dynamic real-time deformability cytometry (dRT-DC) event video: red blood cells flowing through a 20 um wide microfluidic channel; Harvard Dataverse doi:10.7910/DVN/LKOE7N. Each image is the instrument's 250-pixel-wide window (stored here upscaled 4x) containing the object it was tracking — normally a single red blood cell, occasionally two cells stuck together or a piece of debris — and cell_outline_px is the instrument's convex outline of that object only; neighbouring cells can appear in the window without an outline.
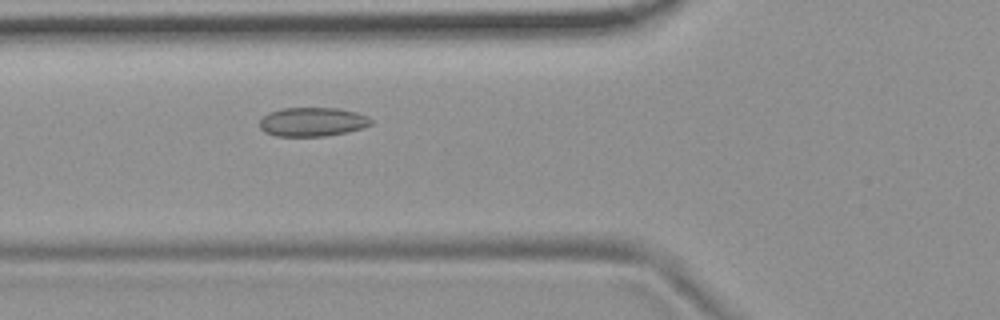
{"species": "common noctule bat (a hibernating species)", "species_latin": "Nyctalus noctula", "temperature_condition": "room temperature", "stored_images_in_passage": 51, "camera_frame_rate_fps": 3000, "um_per_image_px": 0.085, "animal": {"sex": "female", "body_mass_g": 19.9}, "frame": {"image": 1, "passage_image": 17, "time_ms": 5.333, "image_size_px": [1000, 320], "cell_outline_px": [[372, 124], [364, 128], [348, 132], [324, 136], [276, 136], [264, 132], [260, 128], [260, 120], [268, 112], [284, 108], [340, 108], [356, 112], [368, 116], [372, 120]], "centroid_in_image_um": [26.58, 10.36], "position_along_channel_um": 99.2, "area_um2": 18.96}}
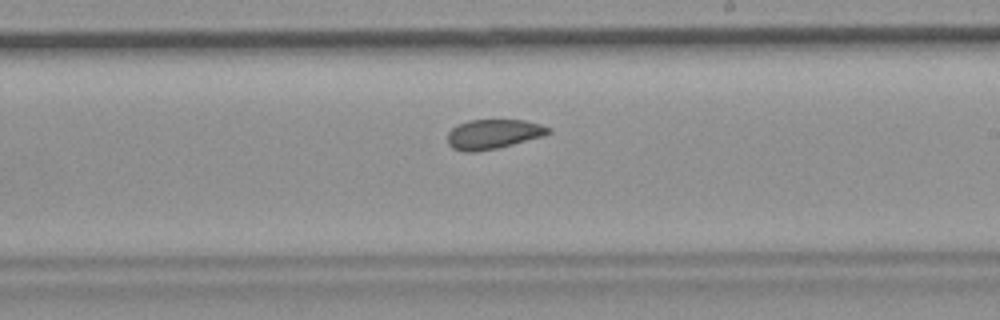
{"frame": {"image": 2, "passage_image": 29, "time_ms": 9.333, "image_size_px": [1000, 320], "cell_outline_px": [[552, 132], [544, 136], [496, 148], [476, 152], [464, 152], [452, 148], [448, 144], [448, 132], [456, 124], [468, 120], [524, 120], [540, 124], [552, 128]], "centroid_in_image_um": [41.92, 11.39], "position_along_channel_um": 247.1, "area_um2": 17.51}}
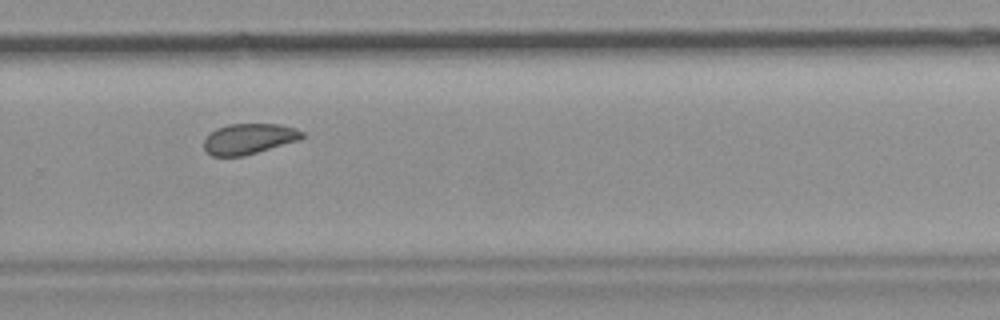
{"frame": {"image": 3, "passage_image": 34, "time_ms": 11.0, "image_size_px": [1000, 320], "cell_outline_px": [[304, 136], [300, 140], [244, 156], [212, 156], [204, 148], [204, 140], [216, 128], [228, 124], [280, 124], [296, 128], [304, 132]], "centroid_in_image_um": [21.19, 11.79], "position_along_channel_um": 308.6, "area_um2": 17.51}, "authors_computed_cell_mechanics": {"area_um2": 18.7272, "velocity_mm_per_s": 3.7022, "shape_relaxation_time_tau1_ms": null, "shape_relaxation_time_tau2_ms": 1.7229, "deformation_change_tau1": null, "deformation_change_tau2": 0.0758}}